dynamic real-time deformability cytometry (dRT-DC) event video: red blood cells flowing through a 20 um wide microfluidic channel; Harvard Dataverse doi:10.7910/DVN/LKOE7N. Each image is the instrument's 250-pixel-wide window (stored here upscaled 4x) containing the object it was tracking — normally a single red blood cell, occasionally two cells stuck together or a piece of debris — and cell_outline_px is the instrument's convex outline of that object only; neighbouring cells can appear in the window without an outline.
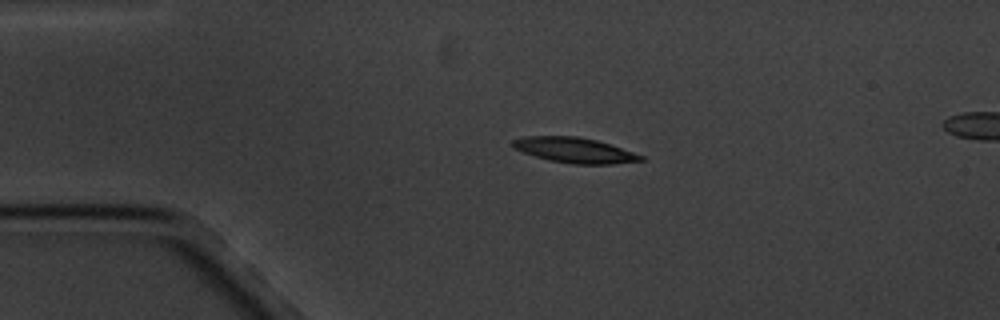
{"species": "common noctule bat (a hibernating species)", "species_latin": "Nyctalus noctula", "temperature_condition": "cold", "stored_images_in_passage": 3, "camera_frame_rate_fps": 3000, "um_per_image_px": 0.085, "animal": {"sex": "male", "body_mass_g": 20.1, "forearm_length_mm": 53.5}, "frame": {"image": 1, "passage_image": 1, "time_ms": 0.0, "image_size_px": [1000, 320], "cell_outline_px": [[644, 160], [612, 164], [572, 164], [548, 160], [512, 148], [512, 140], [524, 136], [576, 136], [596, 140], [644, 156]], "centroid_in_image_um": [48.8, 12.77], "position_along_channel_um": 36.2, "area_um2": 18.67}}